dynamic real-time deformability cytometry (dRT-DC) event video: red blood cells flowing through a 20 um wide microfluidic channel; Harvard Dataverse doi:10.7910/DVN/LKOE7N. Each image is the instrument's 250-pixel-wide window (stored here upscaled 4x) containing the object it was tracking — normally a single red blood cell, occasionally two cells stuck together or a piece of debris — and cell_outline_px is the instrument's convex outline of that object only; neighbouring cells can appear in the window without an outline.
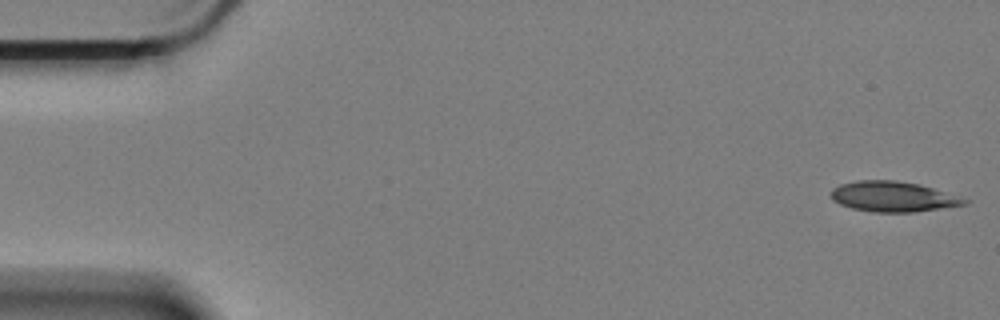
{"species": "Egyptian fruit bat (a non-hibernating species)", "species_latin": "Rousettus aegyptiacus", "temperature_condition": "cold", "stored_images_in_passage": 24, "camera_frame_rate_fps": 3000, "um_per_image_px": 0.085, "animal": {"sex": "female"}, "frame": {"image": 1, "passage_image": 1, "time_ms": 0.0, "image_size_px": [1000, 320], "cell_outline_px": [[972, 200], [968, 204], [912, 212], [872, 212], [852, 208], [840, 204], [832, 200], [828, 192], [832, 188], [840, 184], [856, 180], [896, 180], [920, 184]], "centroid_in_image_um": [75.88, 16.7], "position_along_channel_um": 9.1, "area_um2": 23.81}}
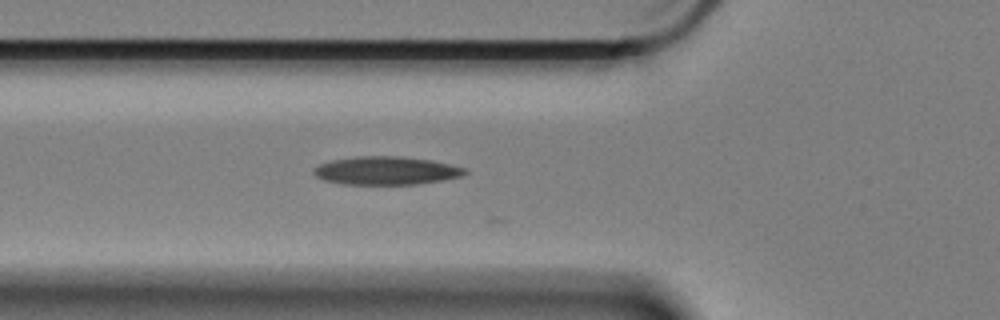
{"frame": {"image": 2, "passage_image": 20, "time_ms": 6.333, "image_size_px": [1000, 320], "cell_outline_px": [[468, 172], [464, 176], [444, 180], [416, 184], [344, 184], [324, 180], [316, 176], [312, 172], [312, 168], [320, 164], [332, 160], [356, 156], [400, 156], [432, 160], [468, 168]], "centroid_in_image_um": [32.86, 14.5], "position_along_channel_um": 92.9, "area_um2": 25.09}}
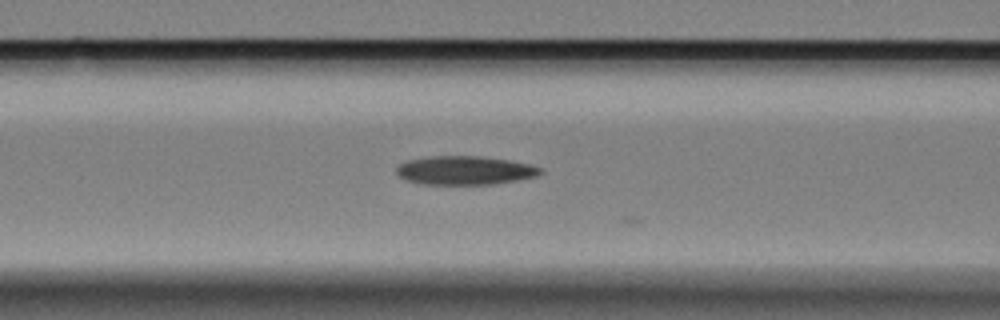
{"frame": {"image": 3, "passage_image": 23, "time_ms": 7.333, "image_size_px": [1000, 320], "cell_outline_px": [[544, 172], [536, 176], [516, 180], [492, 184], [420, 184], [404, 180], [396, 172], [396, 168], [400, 164], [408, 160], [428, 156], [480, 156], [512, 160], [532, 164], [544, 168]], "centroid_in_image_um": [39.54, 14.47], "position_along_channel_um": 127.1, "area_um2": 24.33}}